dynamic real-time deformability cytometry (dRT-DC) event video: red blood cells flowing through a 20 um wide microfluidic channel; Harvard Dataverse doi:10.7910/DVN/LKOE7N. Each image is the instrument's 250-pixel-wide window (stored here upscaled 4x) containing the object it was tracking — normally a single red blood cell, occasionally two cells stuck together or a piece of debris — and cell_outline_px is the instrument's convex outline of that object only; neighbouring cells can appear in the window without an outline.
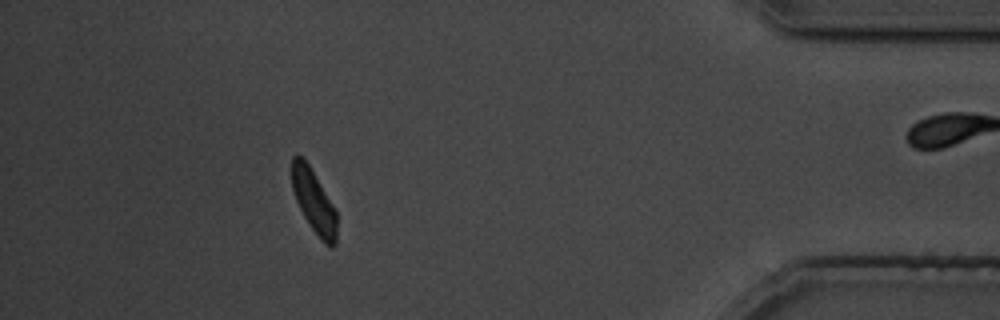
{"species": "common noctule bat (a hibernating species)", "species_latin": "Nyctalus noctula", "temperature_condition": "cold", "stored_images_in_passage": 29, "segment_of_instrument_passage": [1, 2], "camera_frame_rate_fps": 3000, "um_per_image_px": 0.085, "animal": {"sex": "male", "body_mass_g": 19.5, "forearm_length_mm": 54.6}, "frame": {"image": 1, "passage_image": 25, "time_ms": 29.667, "image_size_px": [1000, 320], "cell_outline_px": [[336, 244], [332, 248], [328, 248], [320, 240], [304, 216], [296, 200], [292, 188], [292, 156], [300, 156], [308, 164], [336, 212]], "centroid_in_image_um": [26.67, 17.18], "position_along_channel_um": 408.5, "area_um2": 16.07}}